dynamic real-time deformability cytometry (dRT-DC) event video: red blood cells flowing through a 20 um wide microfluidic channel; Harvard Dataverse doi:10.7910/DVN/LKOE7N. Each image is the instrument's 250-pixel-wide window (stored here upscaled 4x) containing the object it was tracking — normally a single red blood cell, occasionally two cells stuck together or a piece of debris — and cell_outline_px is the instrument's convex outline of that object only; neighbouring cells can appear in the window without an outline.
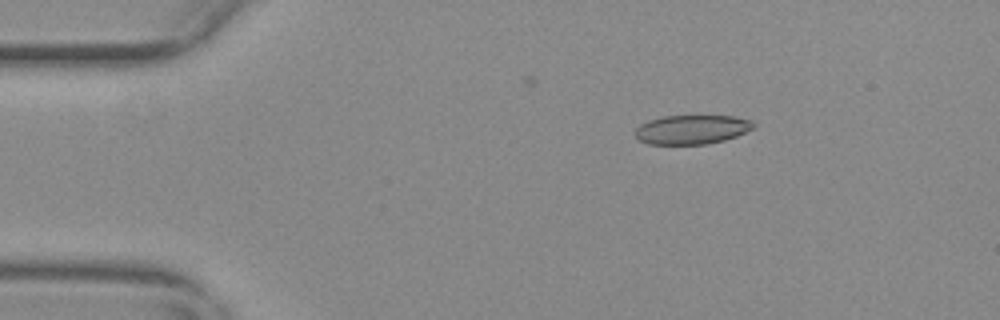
{"species": "common noctule bat (a hibernating species)", "species_latin": "Nyctalus noctula", "temperature_condition": "warm", "stored_images_in_passage": 55, "camera_frame_rate_fps": 3000, "um_per_image_px": 0.085, "animal": {"sex": "female", "body_mass_g": 29.2, "forearm_length_mm": 56.3}, "frame": {"image": 1, "passage_image": 8, "time_ms": 2.333, "image_size_px": [1000, 320], "cell_outline_px": [[756, 124], [752, 128], [736, 136], [724, 140], [708, 144], [648, 144], [636, 140], [636, 128], [640, 124], [648, 120], [664, 116], [736, 116], [752, 120]], "centroid_in_image_um": [58.79, 11.01], "position_along_channel_um": 26.2, "area_um2": 20.17}}
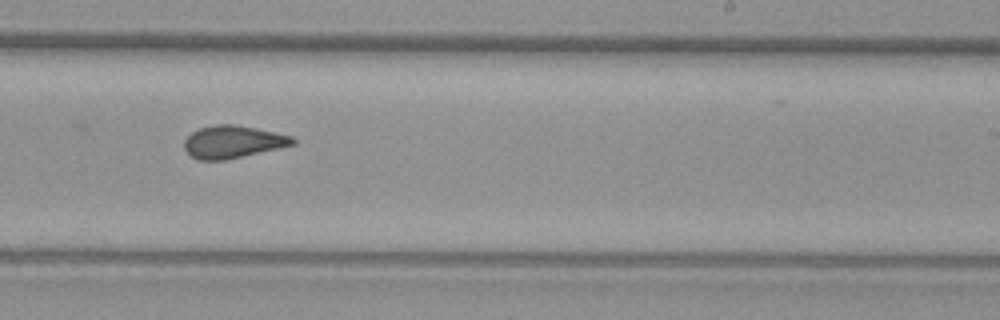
{"frame": {"image": 2, "passage_image": 33, "time_ms": 10.667, "image_size_px": [1000, 320], "cell_outline_px": [[296, 144], [224, 160], [196, 160], [184, 148], [184, 140], [192, 132], [200, 128], [216, 124], [236, 124], [256, 128], [292, 136], [296, 140]], "centroid_in_image_um": [19.78, 12.05], "position_along_channel_um": 269.2, "area_um2": 20.4}}
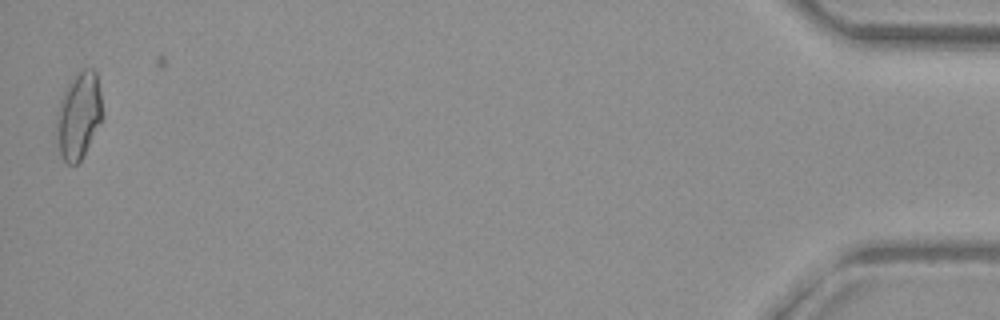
{"frame": {"image": 3, "passage_image": 54, "time_ms": 17.667, "image_size_px": [1000, 320], "cell_outline_px": [[104, 116], [80, 160], [76, 164], [68, 164], [64, 160], [60, 152], [56, 136], [56, 112], [60, 100], [72, 76], [80, 68], [92, 68], [96, 72], [100, 92]], "centroid_in_image_um": [6.69, 9.77], "position_along_channel_um": 428.5, "area_um2": 23.29}, "authors_computed_cell_mechanics": {"area_um2": 21.1548, "velocity_mm_per_s": 3.7069, "shape_relaxation_time_tau1_ms": null, "shape_relaxation_time_tau2_ms": 5.0296, "deformation_change_tau1": null, "deformation_change_tau2": 0.1316}}